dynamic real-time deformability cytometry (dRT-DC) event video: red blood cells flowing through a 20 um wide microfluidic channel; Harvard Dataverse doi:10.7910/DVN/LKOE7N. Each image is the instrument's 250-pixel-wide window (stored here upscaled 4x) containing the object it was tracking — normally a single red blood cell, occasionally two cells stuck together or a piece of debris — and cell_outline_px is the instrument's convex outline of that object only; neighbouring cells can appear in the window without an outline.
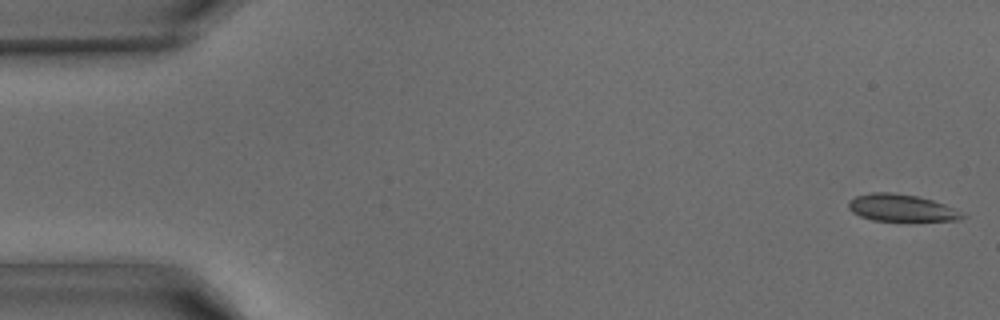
{"species": "common noctule bat (a hibernating species)", "species_latin": "Nyctalus noctula", "temperature_condition": "warm", "stored_images_in_passage": 13, "camera_frame_rate_fps": 3000, "um_per_image_px": 0.085, "animal": {"sex": "male", "body_mass_g": 15.6}, "frame": {"image": 1, "passage_image": 1, "time_ms": 0.0, "image_size_px": [1000, 320], "cell_outline_px": [[968, 216], [960, 220], [872, 220], [860, 216], [852, 212], [848, 208], [848, 200], [856, 196], [872, 192], [892, 192], [916, 196], [932, 200], [944, 204]], "centroid_in_image_um": [76.58, 17.66], "position_along_channel_um": 8.4, "area_um2": 17.74}}
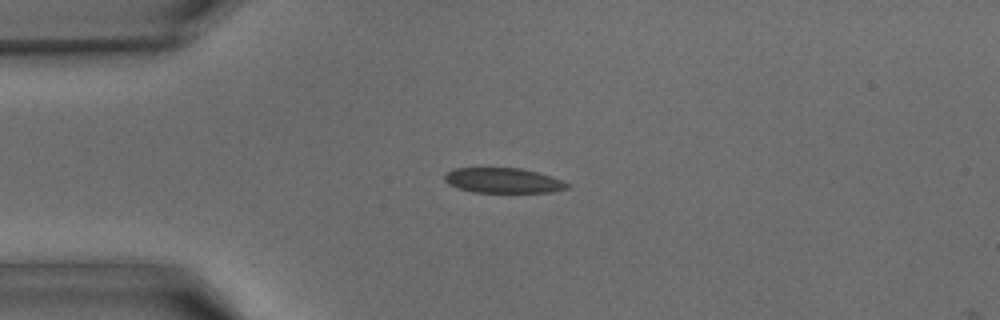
{"frame": {"image": 2, "passage_image": 10, "time_ms": 3.0, "image_size_px": [1000, 320], "cell_outline_px": [[572, 184], [568, 188], [552, 192], [472, 192], [456, 188], [448, 184], [444, 180], [444, 176], [452, 168], [520, 168], [552, 176], [564, 180]], "centroid_in_image_um": [42.78, 15.34], "position_along_channel_um": 42.2, "area_um2": 18.09}}